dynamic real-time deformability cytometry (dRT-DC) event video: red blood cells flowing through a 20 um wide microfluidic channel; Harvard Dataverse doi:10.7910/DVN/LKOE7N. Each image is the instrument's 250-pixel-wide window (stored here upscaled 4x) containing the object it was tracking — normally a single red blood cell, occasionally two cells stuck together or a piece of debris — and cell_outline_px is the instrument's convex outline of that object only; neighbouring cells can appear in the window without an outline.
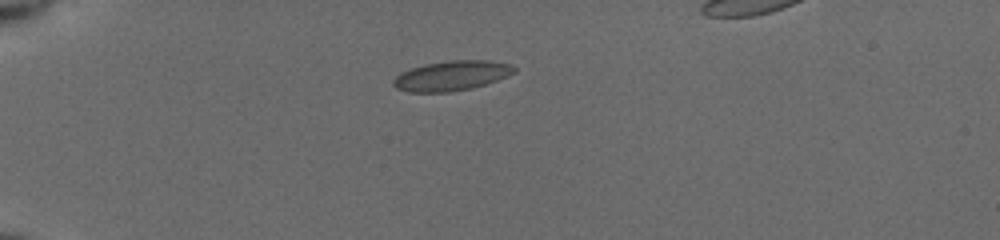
{"species": "common noctule bat (a hibernating species)", "species_latin": "Nyctalus noctula", "temperature_condition": "cold", "stored_images_in_passage": 38, "camera_frame_rate_fps": 3000, "um_per_image_px": 0.085, "animal": {"sex": "female", "body_mass_g": 19.5, "forearm_length_mm": 54.1}, "frame": {"image": 1, "passage_image": 1, "time_ms": 0.0, "image_size_px": [1000, 240], "cell_outline_px": [[516, 72], [508, 76], [484, 84], [468, 88], [448, 92], [408, 92], [396, 88], [392, 84], [392, 80], [400, 72], [412, 68], [428, 64], [448, 60], [488, 60], [512, 64], [516, 68]], "centroid_in_image_um": [38.38, 6.43], "position_along_channel_um": 46.6, "area_um2": 20.92}}
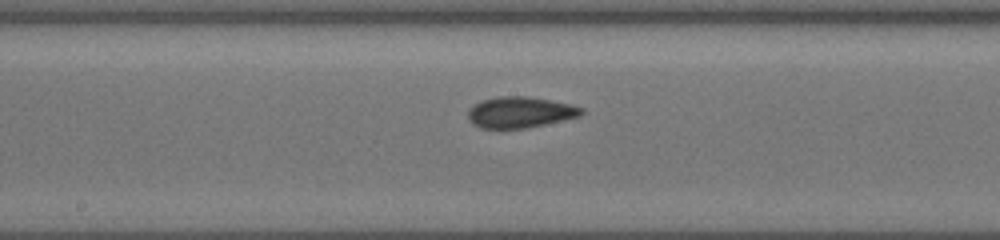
{"frame": {"image": 2, "passage_image": 16, "time_ms": 5.0, "image_size_px": [1000, 240], "cell_outline_px": [[584, 112], [580, 116], [544, 124], [524, 128], [480, 128], [472, 124], [468, 116], [468, 112], [480, 100], [496, 96], [528, 96], [568, 104], [584, 108]], "centroid_in_image_um": [44.19, 9.54], "position_along_channel_um": 204.0, "area_um2": 20.29}}
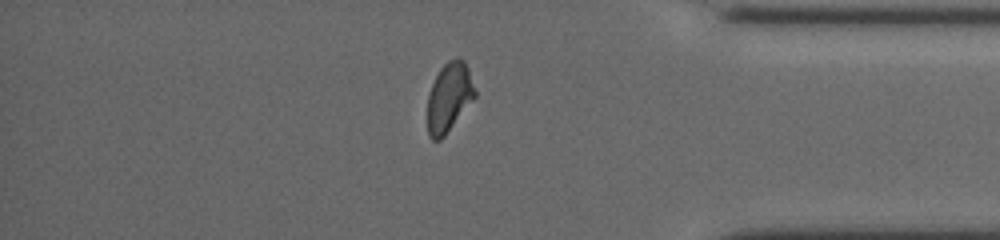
{"frame": {"image": 3, "passage_image": 32, "time_ms": 10.333, "image_size_px": [1000, 240], "cell_outline_px": [[476, 96], [444, 136], [440, 140], [432, 140], [428, 136], [428, 92], [440, 68], [448, 60], [456, 56], [460, 56], [464, 60], [468, 68], [476, 92]], "centroid_in_image_um": [38.17, 8.23], "position_along_channel_um": 397.0, "area_um2": 19.13}}